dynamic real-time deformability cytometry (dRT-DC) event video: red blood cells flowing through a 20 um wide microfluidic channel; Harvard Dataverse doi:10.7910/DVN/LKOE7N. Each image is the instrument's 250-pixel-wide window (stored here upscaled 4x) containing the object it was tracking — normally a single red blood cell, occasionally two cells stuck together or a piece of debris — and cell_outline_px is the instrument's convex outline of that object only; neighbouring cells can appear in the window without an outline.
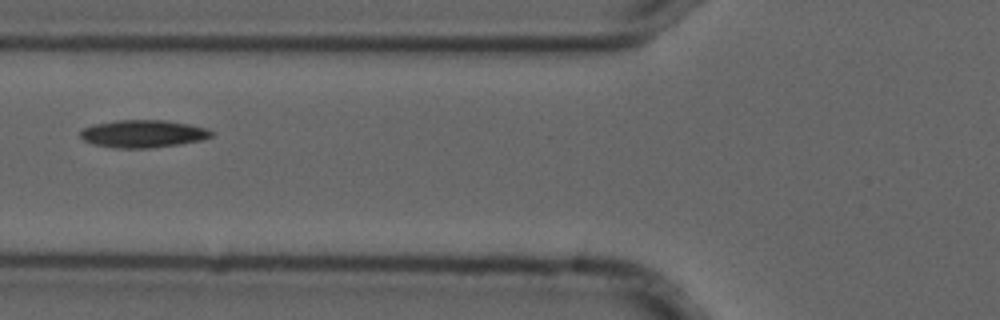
{"species": "common noctule bat (a hibernating species)", "species_latin": "Nyctalus noctula", "temperature_condition": "cold", "stored_images_in_passage": 3, "camera_frame_rate_fps": 3000, "um_per_image_px": 0.085, "animal": {"sex": "male", "forearm_length_mm": 52.5}, "frame": {"image": 1, "passage_image": 3, "time_ms": 0.667, "image_size_px": [1000, 320], "cell_outline_px": [[212, 136], [200, 140], [180, 144], [152, 148], [112, 148], [92, 144], [84, 140], [80, 136], [80, 132], [84, 128], [96, 124], [116, 120], [164, 120], [188, 124], [204, 128], [212, 132]], "centroid_in_image_um": [12.12, 11.38], "position_along_channel_um": 113.7, "area_um2": 20.92}}